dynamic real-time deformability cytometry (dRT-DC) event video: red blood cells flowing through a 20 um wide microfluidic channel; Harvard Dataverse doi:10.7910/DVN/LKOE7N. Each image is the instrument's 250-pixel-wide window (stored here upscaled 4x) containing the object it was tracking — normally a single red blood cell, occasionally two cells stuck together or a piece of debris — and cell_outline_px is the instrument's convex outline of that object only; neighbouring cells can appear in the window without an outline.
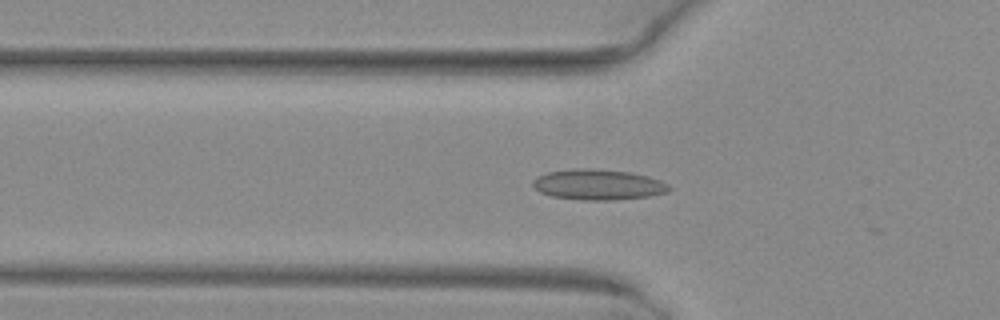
{"species": "common noctule bat (a hibernating species)", "species_latin": "Nyctalus noctula", "temperature_condition": "warm", "stored_images_in_passage": 31, "camera_frame_rate_fps": 3000, "um_per_image_px": 0.085, "animal": {"sex": "female", "body_mass_g": 29.2, "forearm_length_mm": 56.3}, "frame": {"image": 1, "passage_image": 18, "time_ms": 5.667, "image_size_px": [1000, 320], "cell_outline_px": [[672, 188], [668, 192], [648, 196], [612, 200], [584, 200], [552, 196], [540, 192], [532, 184], [532, 180], [536, 176], [548, 172], [572, 168], [592, 168], [628, 172], [648, 176], [660, 180], [668, 184]], "centroid_in_image_um": [50.83, 15.68], "position_along_channel_um": 75.0, "area_um2": 24.28}}
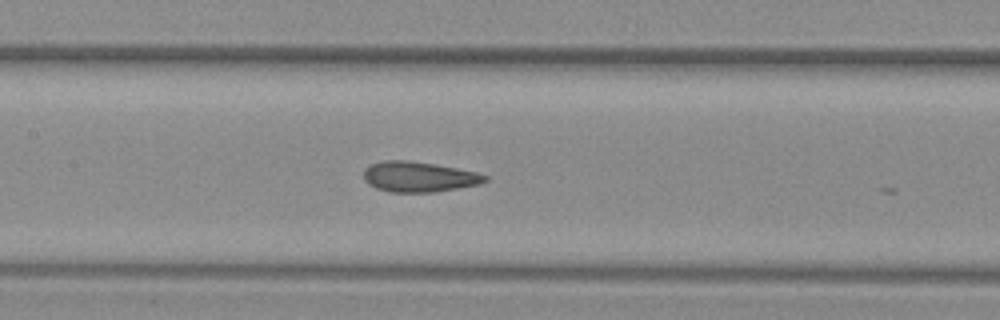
{"frame": {"image": 2, "passage_image": 25, "time_ms": 8.0, "image_size_px": [1000, 320], "cell_outline_px": [[488, 180], [480, 184], [436, 192], [388, 192], [376, 188], [368, 184], [364, 180], [364, 168], [372, 164], [384, 160], [408, 160], [436, 164], [476, 172], [488, 176]], "centroid_in_image_um": [35.59, 15.03], "position_along_channel_um": 171.8, "area_um2": 21.56}}
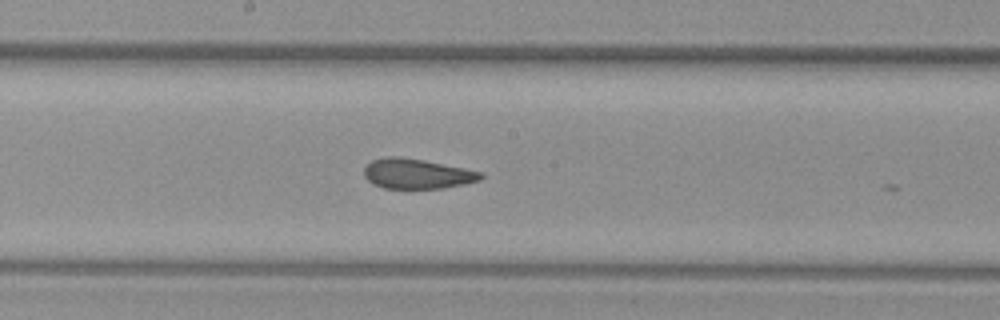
{"frame": {"image": 3, "passage_image": 28, "time_ms": 9.0, "image_size_px": [1000, 320], "cell_outline_px": [[484, 176], [480, 180], [464, 184], [444, 188], [384, 188], [372, 184], [364, 176], [364, 168], [372, 160], [388, 156], [400, 156], [424, 160], [484, 172]], "centroid_in_image_um": [35.45, 14.76], "position_along_channel_um": 212.8, "area_um2": 20.46}}